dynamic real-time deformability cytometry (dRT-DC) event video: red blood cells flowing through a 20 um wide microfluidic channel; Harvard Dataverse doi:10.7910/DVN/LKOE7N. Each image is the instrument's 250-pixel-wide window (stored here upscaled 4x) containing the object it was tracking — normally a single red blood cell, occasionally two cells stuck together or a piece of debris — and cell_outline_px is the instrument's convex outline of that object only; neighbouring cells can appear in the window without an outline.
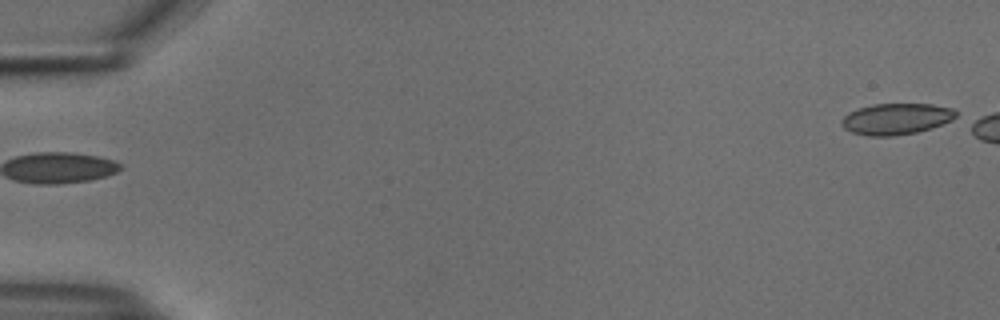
{"species": "common noctule bat (a hibernating species)", "species_latin": "Nyctalus noctula", "temperature_condition": "cold", "stored_images_in_passage": 6, "camera_frame_rate_fps": 3000, "um_per_image_px": 0.085, "animal": {"sex": "male", "body_mass_g": 18.8}, "frame": {"image": 1, "passage_image": 1, "time_ms": 0.0, "image_size_px": [1000, 320], "cell_outline_px": [[956, 116], [952, 120], [932, 128], [916, 132], [892, 136], [868, 136], [852, 132], [844, 128], [840, 124], [840, 120], [848, 112], [872, 104], [932, 104], [952, 108], [956, 112]], "centroid_in_image_um": [76.15, 10.11], "position_along_channel_um": 8.8, "area_um2": 20.81}}